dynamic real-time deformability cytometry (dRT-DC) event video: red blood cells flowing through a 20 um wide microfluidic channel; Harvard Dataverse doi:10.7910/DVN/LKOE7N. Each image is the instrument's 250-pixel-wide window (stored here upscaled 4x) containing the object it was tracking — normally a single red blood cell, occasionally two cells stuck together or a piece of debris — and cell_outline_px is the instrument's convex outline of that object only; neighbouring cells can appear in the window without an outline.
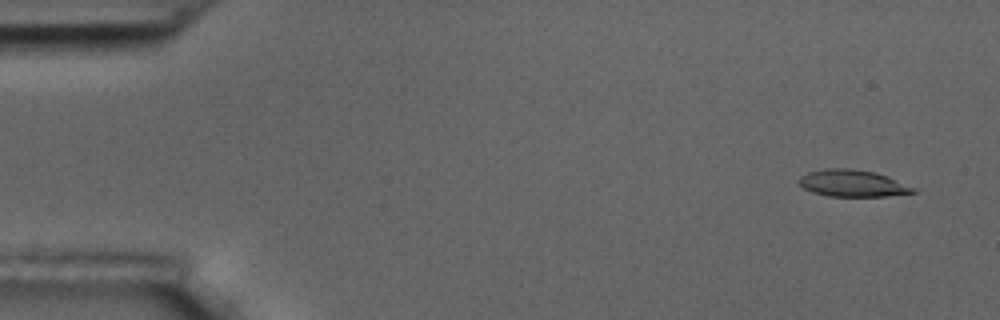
{"species": "common noctule bat (a hibernating species)", "species_latin": "Nyctalus noctula", "temperature_condition": "room temperature", "stored_images_in_passage": 4, "camera_frame_rate_fps": 3000, "um_per_image_px": 0.085, "animal": {"sex": "male", "body_mass_g": 17.5, "forearm_length_mm": 52.3}, "frame": {"image": 1, "passage_image": 1, "time_ms": 0.0, "image_size_px": [1000, 320], "cell_outline_px": [[916, 192], [888, 196], [828, 196], [812, 192], [804, 188], [800, 184], [800, 176], [808, 172], [824, 168], [848, 168], [876, 172], [888, 176], [916, 188]], "centroid_in_image_um": [72.48, 15.57], "position_along_channel_um": 12.5, "area_um2": 17.86}}
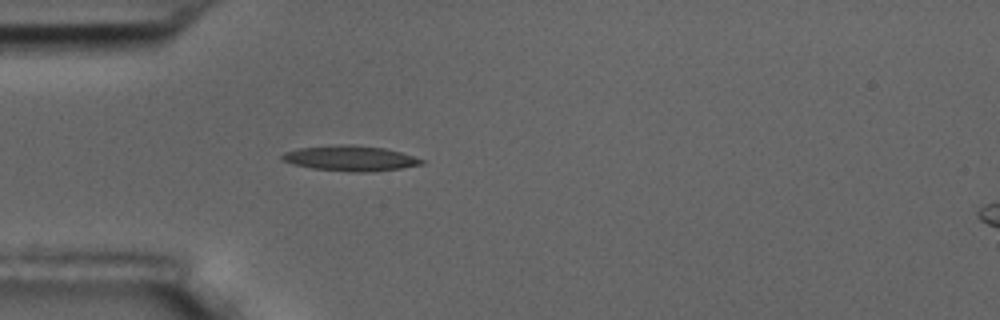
{"frame": {"image": 2, "passage_image": 4, "time_ms": 4.333, "image_size_px": [1000, 320], "cell_outline_px": [[424, 164], [400, 168], [372, 172], [352, 172], [312, 168], [292, 164], [280, 160], [280, 156], [284, 152], [300, 148], [340, 144], [352, 144], [384, 148], [400, 152], [424, 160]], "centroid_in_image_um": [29.74, 13.46], "position_along_channel_um": 55.3, "area_um2": 20.58}}